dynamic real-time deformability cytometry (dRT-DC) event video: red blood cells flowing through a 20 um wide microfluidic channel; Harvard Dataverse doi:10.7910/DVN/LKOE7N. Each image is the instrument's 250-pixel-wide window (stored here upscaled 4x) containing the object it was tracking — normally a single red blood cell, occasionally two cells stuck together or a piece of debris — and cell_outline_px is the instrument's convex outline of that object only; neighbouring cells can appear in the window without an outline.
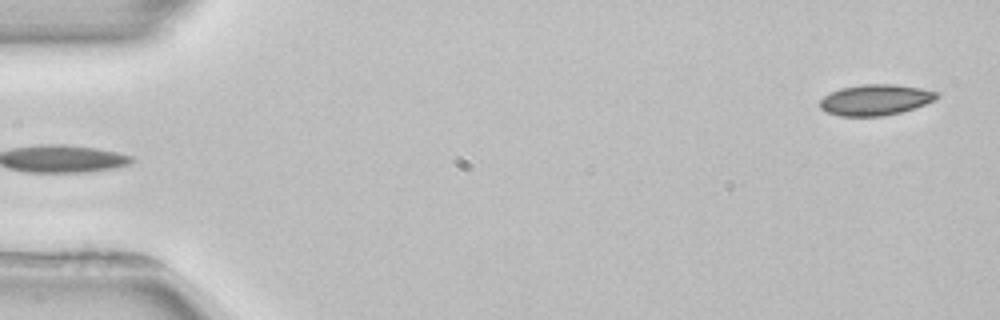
{"species": "common noctule bat (a hibernating species)", "species_latin": "Nyctalus noctula", "temperature_condition": "room temperature", "stored_images_in_passage": 4, "segment_of_instrument_passage": [2, 2], "camera_frame_rate_fps": 3000, "um_per_image_px": 0.085, "animal": {"sex": "female", "body_mass_g": 22.7, "forearm_length_mm": 54.2}, "frame": {"image": 1, "passage_image": 4, "time_ms": 4.333, "image_size_px": [1000, 320], "cell_outline_px": [[940, 96], [936, 100], [900, 112], [884, 116], [840, 116], [824, 112], [820, 108], [820, 100], [824, 96], [840, 88], [864, 84], [892, 84], [920, 88], [940, 92]], "centroid_in_image_um": [74.41, 8.49], "position_along_channel_um": 10.6, "area_um2": 21.04}}